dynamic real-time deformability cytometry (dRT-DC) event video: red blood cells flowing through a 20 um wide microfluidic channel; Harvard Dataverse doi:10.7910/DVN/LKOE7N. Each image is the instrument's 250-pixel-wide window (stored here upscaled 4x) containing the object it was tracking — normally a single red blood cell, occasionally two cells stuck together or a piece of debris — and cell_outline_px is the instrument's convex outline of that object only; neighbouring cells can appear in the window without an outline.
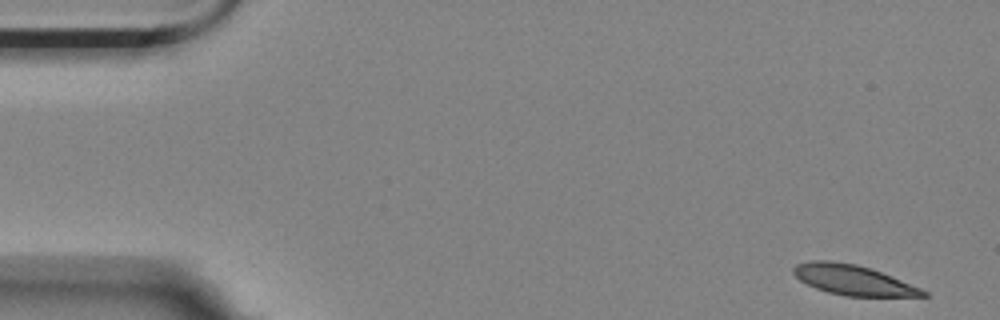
{"species": "Egyptian fruit bat (a non-hibernating species)", "species_latin": "Rousettus aegyptiacus", "temperature_condition": "room temperature", "stored_images_in_passage": 5, "camera_frame_rate_fps": 3000, "um_per_image_px": 0.085, "animal": {"sex": "female"}, "frame": {"image": 1, "passage_image": 1, "time_ms": 0.0, "image_size_px": [1000, 320], "cell_outline_px": [[928, 296], [844, 296], [828, 292], [816, 288], [800, 280], [792, 272], [792, 268], [796, 264], [812, 260], [832, 260], [856, 264], [872, 268], [892, 276], [920, 288], [928, 292]], "centroid_in_image_um": [72.49, 23.78], "position_along_channel_um": 12.5, "area_um2": 22.72}}
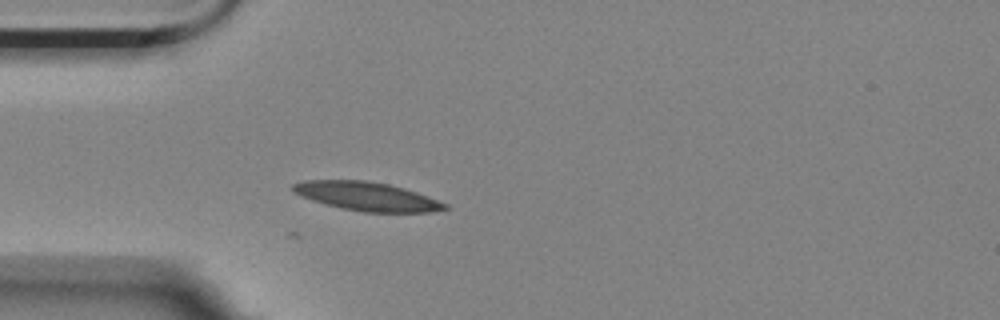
{"frame": {"image": 2, "passage_image": 5, "time_ms": 1.333, "image_size_px": [1000, 320], "cell_outline_px": [[452, 208], [432, 212], [364, 212], [324, 204], [300, 196], [292, 192], [292, 184], [304, 180], [368, 180], [388, 184], [404, 188], [428, 196], [448, 204]], "centroid_in_image_um": [31.2, 16.69], "position_along_channel_um": 53.8, "area_um2": 25.55}}